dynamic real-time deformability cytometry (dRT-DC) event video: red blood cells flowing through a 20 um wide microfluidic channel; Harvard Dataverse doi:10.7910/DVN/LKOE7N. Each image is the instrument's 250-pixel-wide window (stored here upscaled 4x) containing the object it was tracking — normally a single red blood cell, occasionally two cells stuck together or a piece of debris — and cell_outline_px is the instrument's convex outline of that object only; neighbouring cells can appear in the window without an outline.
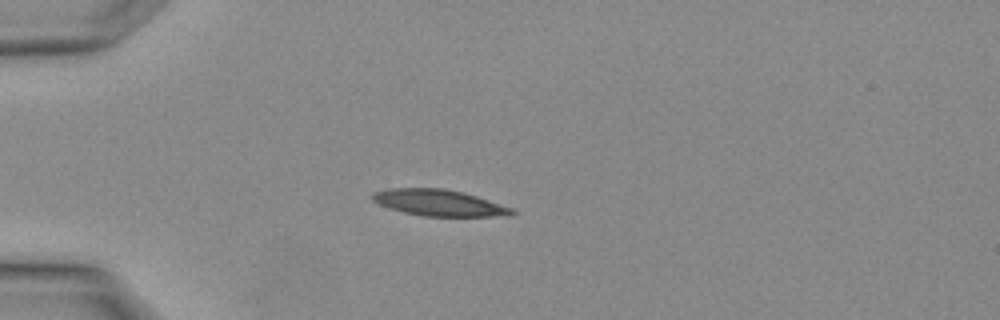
{"species": "Egyptian fruit bat (a non-hibernating species)", "species_latin": "Rousettus aegyptiacus", "temperature_condition": "warm", "stored_images_in_passage": 3, "segment_of_instrument_passage": [1, 2], "camera_frame_rate_fps": 3000, "um_per_image_px": 0.085, "animal": {"sex": "female"}, "frame": {"image": 1, "passage_image": 2, "time_ms": 0.333, "image_size_px": [1000, 320], "cell_outline_px": [[516, 212], [492, 216], [424, 216], [404, 212], [380, 204], [372, 200], [372, 192], [388, 188], [444, 188], [464, 192], [512, 208]], "centroid_in_image_um": [37.25, 17.21], "position_along_channel_um": 47.7, "area_um2": 20.98}}